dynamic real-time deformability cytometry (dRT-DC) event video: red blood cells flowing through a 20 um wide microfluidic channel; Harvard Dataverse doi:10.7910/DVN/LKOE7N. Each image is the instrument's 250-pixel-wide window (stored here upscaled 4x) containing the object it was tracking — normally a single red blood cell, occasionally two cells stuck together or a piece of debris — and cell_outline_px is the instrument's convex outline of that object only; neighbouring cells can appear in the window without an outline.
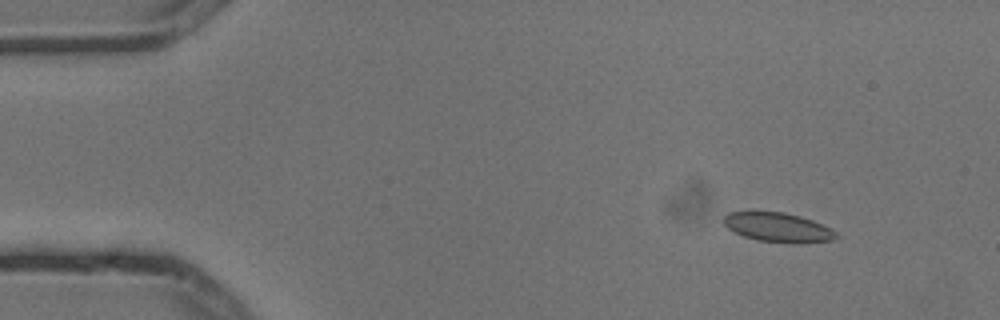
{"species": "common noctule bat (a hibernating species)", "species_latin": "Nyctalus noctula", "temperature_condition": "cold", "stored_images_in_passage": 5, "camera_frame_rate_fps": 3000, "um_per_image_px": 0.085, "animal": {"sex": "male", "body_mass_g": 13.3}, "frame": {"image": 1, "passage_image": 2, "time_ms": 0.333, "image_size_px": [1000, 320], "cell_outline_px": [[840, 236], [832, 240], [800, 244], [788, 244], [756, 240], [732, 232], [724, 224], [724, 216], [728, 212], [752, 208], [784, 212], [800, 216], [812, 220], [832, 228]], "centroid_in_image_um": [66.08, 19.29], "position_along_channel_um": 18.9, "area_um2": 20.35}}
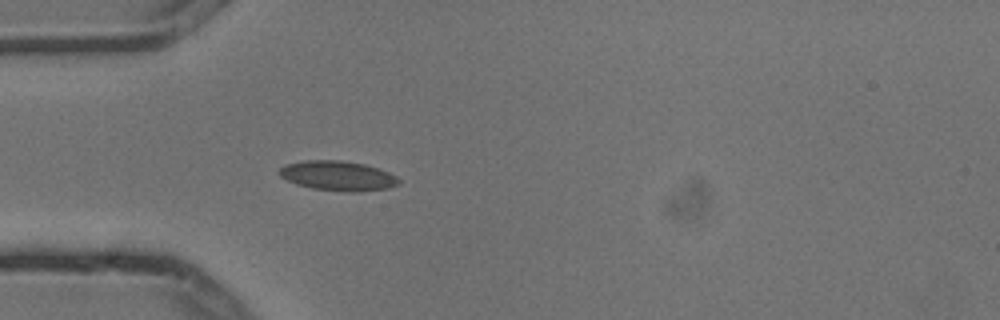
{"frame": {"image": 2, "passage_image": 5, "time_ms": 1.333, "image_size_px": [1000, 320], "cell_outline_px": [[400, 184], [388, 188], [356, 192], [344, 192], [312, 188], [296, 184], [280, 176], [276, 172], [284, 164], [304, 160], [340, 160], [364, 164], [388, 172], [396, 176], [400, 180]], "centroid_in_image_um": [28.69, 14.94], "position_along_channel_um": 56.3, "area_um2": 20.81}}